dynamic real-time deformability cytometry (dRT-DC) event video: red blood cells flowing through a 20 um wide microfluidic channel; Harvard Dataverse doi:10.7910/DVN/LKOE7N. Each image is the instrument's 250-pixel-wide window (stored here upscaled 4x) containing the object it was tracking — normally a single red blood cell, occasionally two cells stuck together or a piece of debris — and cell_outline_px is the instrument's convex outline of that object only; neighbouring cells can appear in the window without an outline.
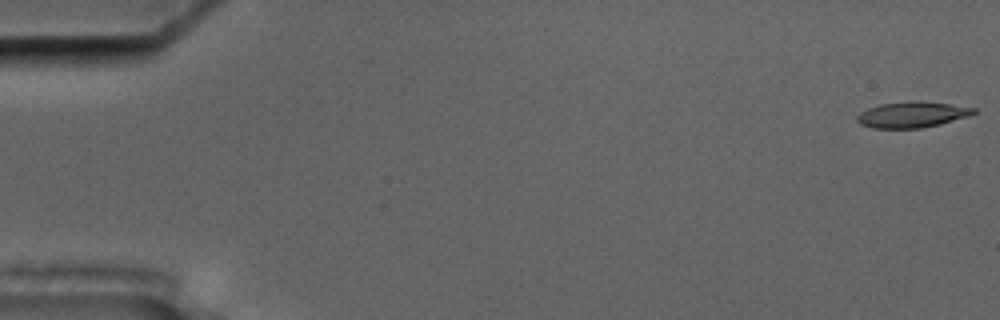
{"species": "common noctule bat (a hibernating species)", "species_latin": "Nyctalus noctula", "temperature_condition": "cold", "stored_images_in_passage": 15, "segment_of_instrument_passage": [1, 2], "camera_frame_rate_fps": 3000, "um_per_image_px": 0.085, "animal": {"sex": "male", "body_mass_g": 17.5, "forearm_length_mm": 52.3}, "frame": {"image": 1, "passage_image": 1, "time_ms": 0.0, "image_size_px": [1000, 320], "cell_outline_px": [[976, 112], [968, 116], [940, 124], [920, 128], [872, 128], [860, 124], [856, 120], [856, 116], [860, 112], [868, 108], [880, 104], [908, 100], [920, 100], [976, 108]], "centroid_in_image_um": [77.49, 9.73], "position_along_channel_um": 7.5, "area_um2": 17.69}}
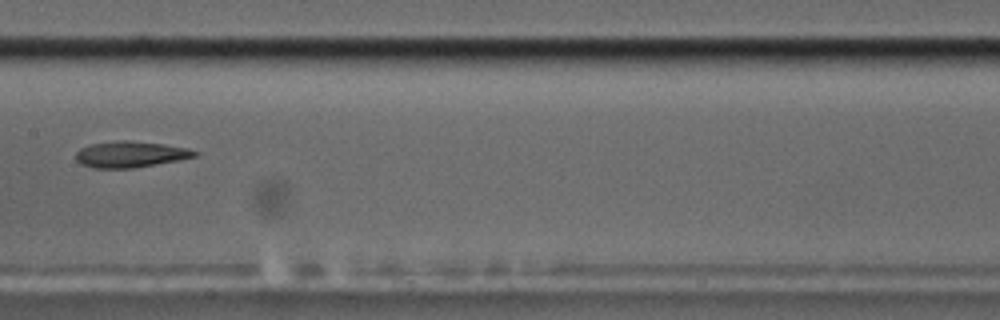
{"frame": {"image": 2, "passage_image": 8, "time_ms": 9.667, "image_size_px": [1000, 320], "cell_outline_px": [[200, 152], [196, 156], [180, 160], [132, 168], [92, 168], [80, 164], [76, 160], [76, 152], [80, 148], [88, 144], [116, 140], [124, 140], [164, 144], [188, 148]], "centroid_in_image_um": [11.06, 13.11], "position_along_channel_um": 196.3, "area_um2": 18.26}}
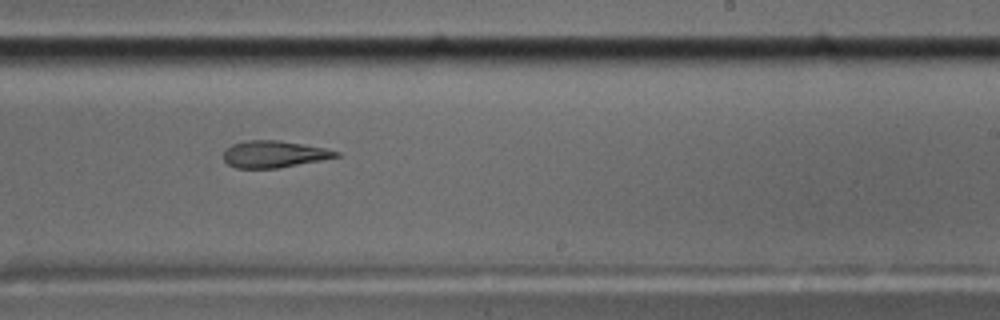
{"frame": {"image": 3, "passage_image": 10, "time_ms": 11.667, "image_size_px": [1000, 320], "cell_outline_px": [[340, 156], [320, 160], [276, 168], [236, 168], [228, 164], [224, 160], [224, 152], [232, 144], [244, 140], [280, 140], [304, 144], [324, 148], [340, 152]], "centroid_in_image_um": [23.27, 13.09], "position_along_channel_um": 265.7, "area_um2": 17.46}}